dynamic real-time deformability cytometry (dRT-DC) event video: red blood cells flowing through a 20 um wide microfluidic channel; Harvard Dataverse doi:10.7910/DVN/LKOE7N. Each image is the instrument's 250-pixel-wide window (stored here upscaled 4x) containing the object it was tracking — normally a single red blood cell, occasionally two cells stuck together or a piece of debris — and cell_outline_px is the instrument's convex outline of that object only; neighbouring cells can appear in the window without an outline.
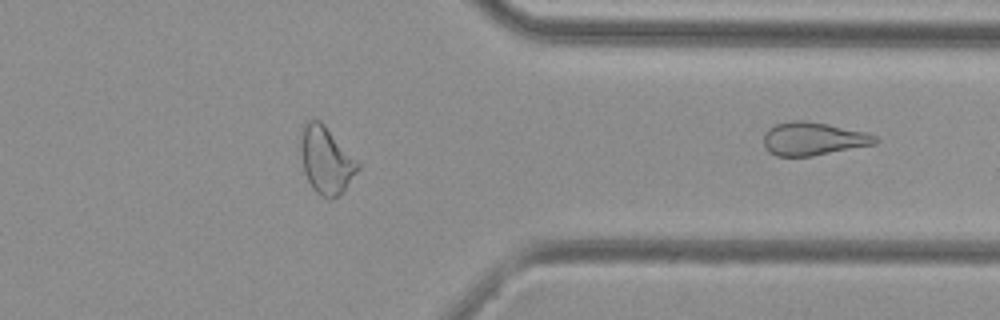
{"species": "common noctule bat (a hibernating species)", "species_latin": "Nyctalus noctula", "temperature_condition": "cold", "stored_images_in_passage": 42, "segment_of_instrument_passage": [2, 2], "camera_frame_rate_fps": 3000, "um_per_image_px": 0.085, "animal": {"sex": "female", "body_mass_g": 29.2, "forearm_length_mm": 56.3}, "frame": {"image": 1, "passage_image": 42, "time_ms": 13.667, "image_size_px": [1000, 320], "cell_outline_px": [[880, 140], [876, 144], [812, 156], [776, 156], [768, 152], [764, 148], [764, 132], [768, 128], [776, 124], [792, 120], [808, 120], [828, 124], [864, 132], [876, 136]], "centroid_in_image_um": [69.09, 11.79], "position_along_channel_um": 342.3, "area_um2": 21.73}}